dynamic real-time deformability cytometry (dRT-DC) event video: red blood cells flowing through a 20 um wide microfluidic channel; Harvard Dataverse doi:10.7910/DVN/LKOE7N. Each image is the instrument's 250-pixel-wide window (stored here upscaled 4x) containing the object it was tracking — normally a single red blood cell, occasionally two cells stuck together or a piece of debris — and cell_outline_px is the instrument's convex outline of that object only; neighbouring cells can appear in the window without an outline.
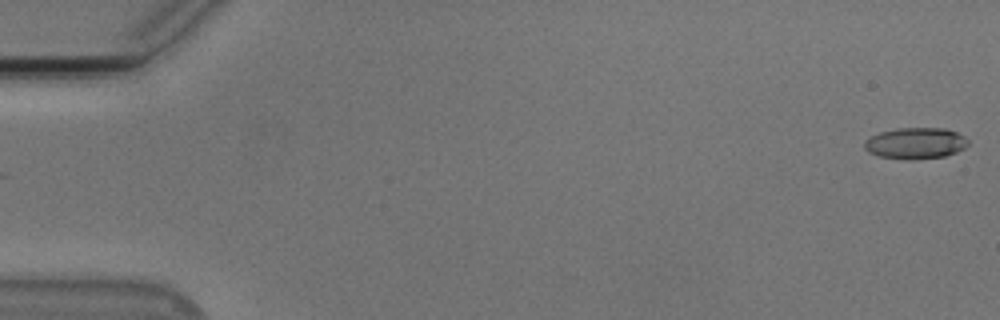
{"species": "Egyptian fruit bat (a non-hibernating species)", "species_latin": "Rousettus aegyptiacus", "temperature_condition": "cold", "stored_images_in_passage": 55, "camera_frame_rate_fps": 3000, "um_per_image_px": 0.085, "animal": {"sex": "male"}, "frame": {"image": 1, "passage_image": 1, "time_ms": 0.0, "image_size_px": [1000, 320], "cell_outline_px": [[968, 144], [964, 148], [956, 152], [944, 156], [912, 160], [908, 160], [880, 156], [868, 152], [864, 148], [864, 140], [880, 132], [896, 128], [944, 128], [956, 132], [964, 136], [968, 140]], "centroid_in_image_um": [77.81, 12.17], "position_along_channel_um": 7.2, "area_um2": 18.9}}
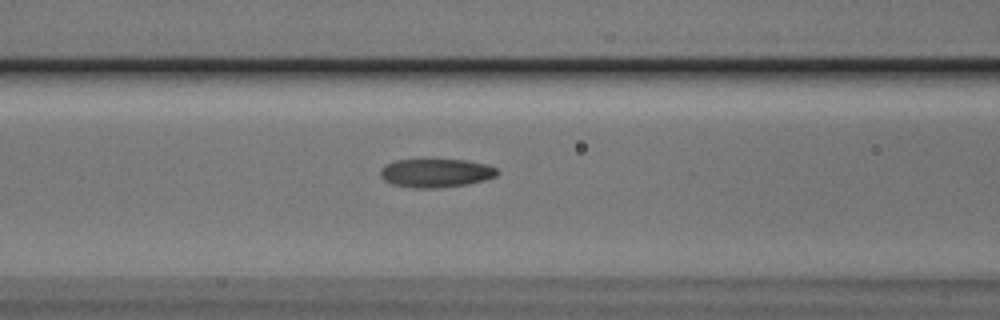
{"frame": {"image": 2, "passage_image": 23, "time_ms": 7.333, "image_size_px": [1000, 320], "cell_outline_px": [[500, 172], [496, 176], [484, 180], [468, 184], [436, 188], [412, 188], [392, 184], [384, 180], [380, 176], [380, 168], [384, 164], [396, 160], [464, 160], [488, 164], [496, 168]], "centroid_in_image_um": [37.04, 14.71], "position_along_channel_um": 129.6, "area_um2": 19.59}}
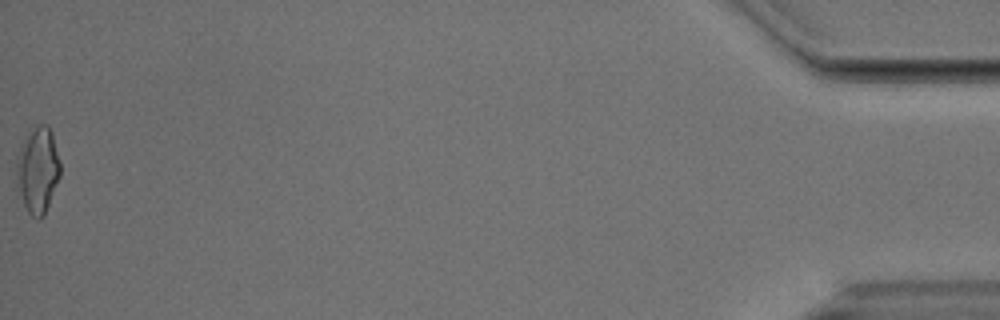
{"frame": {"image": 3, "passage_image": 55, "time_ms": 18.0, "image_size_px": [1000, 320], "cell_outline_px": [[60, 176], [44, 216], [40, 220], [36, 220], [28, 212], [24, 204], [20, 192], [16, 172], [16, 160], [20, 144], [40, 124], [48, 124], [52, 132], [60, 160]], "centroid_in_image_um": [3.23, 14.47], "position_along_channel_um": 432.0, "area_um2": 21.73}, "authors_computed_cell_mechanics": {"area_um2": 19.4786, "velocity_mm_per_s": 3.7669, "shape_relaxation_time_tau1_ms": 4.6753, "shape_relaxation_time_tau2_ms": 2.0838, "deformation_change_tau1": 0.1438, "deformation_change_tau2": 0.0788}}